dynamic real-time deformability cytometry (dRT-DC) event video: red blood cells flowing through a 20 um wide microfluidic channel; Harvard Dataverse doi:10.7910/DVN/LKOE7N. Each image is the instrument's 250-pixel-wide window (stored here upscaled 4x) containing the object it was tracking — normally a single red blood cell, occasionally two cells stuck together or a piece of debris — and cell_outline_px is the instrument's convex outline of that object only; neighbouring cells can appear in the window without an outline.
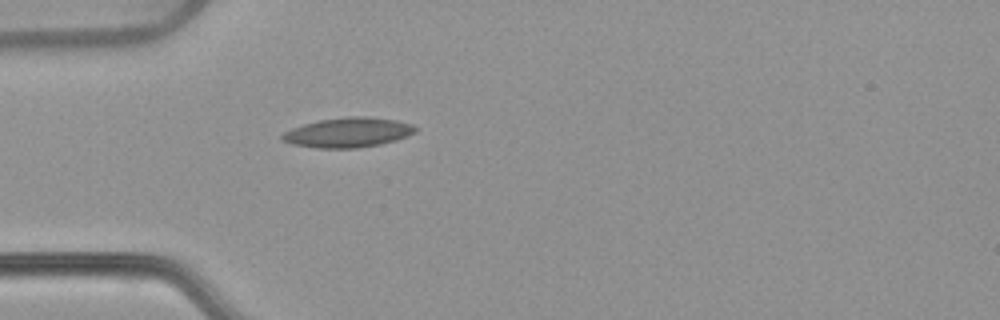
{"species": "common noctule bat (a hibernating species)", "species_latin": "Nyctalus noctula", "temperature_condition": "warm", "stored_images_in_passage": 40, "camera_frame_rate_fps": 3000, "um_per_image_px": 0.085, "animal": {"sex": "female", "body_mass_g": 22.7, "forearm_length_mm": 54.2}, "frame": {"image": 1, "passage_image": 1, "time_ms": 0.0, "image_size_px": [1000, 320], "cell_outline_px": [[416, 132], [396, 140], [380, 144], [356, 148], [316, 148], [292, 144], [280, 140], [280, 136], [284, 132], [292, 128], [304, 124], [320, 120], [348, 116], [364, 116], [396, 120], [412, 124], [416, 128]], "centroid_in_image_um": [29.56, 11.26], "position_along_channel_um": 55.4, "area_um2": 23.06}}
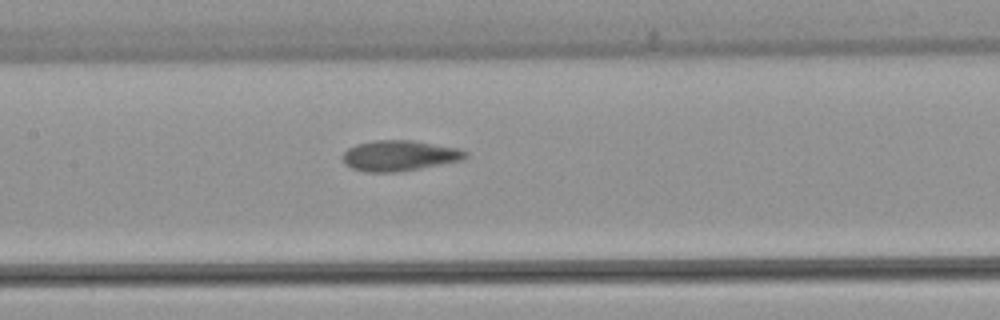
{"frame": {"image": 2, "passage_image": 11, "time_ms": 3.333, "image_size_px": [1000, 320], "cell_outline_px": [[468, 156], [460, 160], [420, 168], [396, 172], [364, 172], [352, 168], [344, 164], [344, 152], [348, 148], [356, 144], [372, 140], [412, 140], [456, 148], [468, 152]], "centroid_in_image_um": [33.91, 13.23], "position_along_channel_um": 173.5, "area_um2": 21.68}}
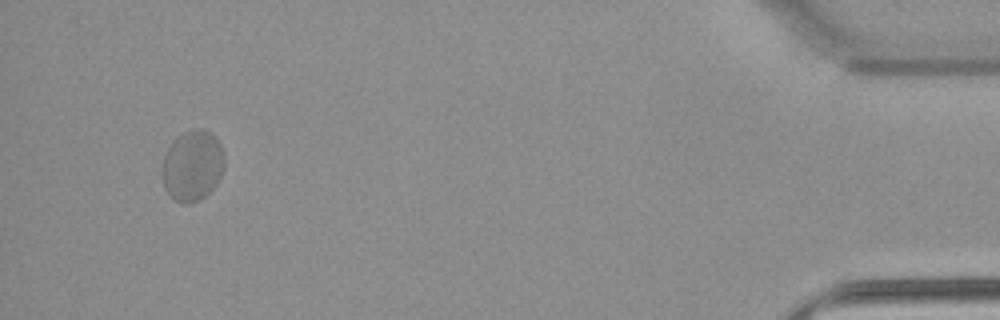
{"frame": {"image": 3, "passage_image": 37, "time_ms": 12.0, "image_size_px": [1000, 320], "cell_outline_px": [[224, 168], [216, 184], [200, 200], [188, 204], [184, 204], [176, 200], [164, 188], [164, 156], [172, 140], [184, 132], [192, 128], [204, 128], [212, 132], [216, 136], [224, 152]], "centroid_in_image_um": [16.4, 14.03], "position_along_channel_um": 418.8, "area_um2": 25.61}, "authors_computed_cell_mechanics": {"area_um2": 21.964, "velocity_mm_per_s": 3.7153, "shape_relaxation_time_tau1_ms": 6.8477, "shape_relaxation_time_tau2_ms": 0.8673, "deformation_change_tau1": 0.1125, "deformation_change_tau2": 0.062}}